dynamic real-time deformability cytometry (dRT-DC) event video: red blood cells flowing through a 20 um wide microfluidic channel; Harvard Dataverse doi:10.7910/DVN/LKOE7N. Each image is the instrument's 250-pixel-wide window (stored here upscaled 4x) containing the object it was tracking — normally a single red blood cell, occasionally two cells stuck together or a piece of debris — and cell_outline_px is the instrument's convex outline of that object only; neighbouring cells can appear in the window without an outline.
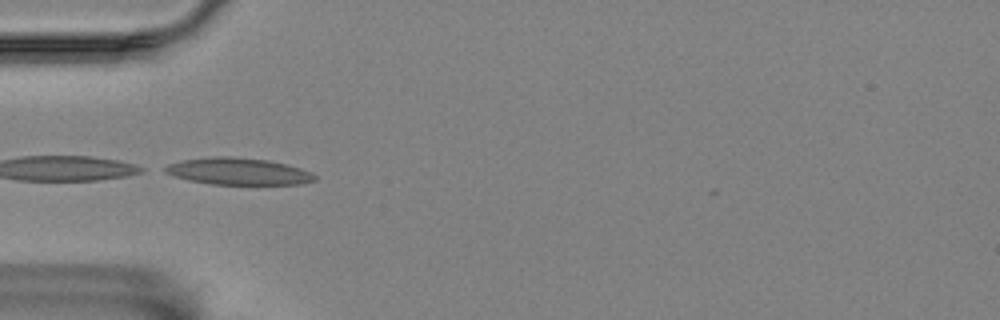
{"species": "Egyptian fruit bat (a non-hibernating species)", "species_latin": "Rousettus aegyptiacus", "temperature_condition": "room temperature", "stored_images_in_passage": 12, "camera_frame_rate_fps": 3000, "um_per_image_px": 0.085, "animal": {"sex": "female"}, "frame": {"image": 1, "passage_image": 2, "time_ms": 2.0, "image_size_px": [1000, 320], "cell_outline_px": [[316, 180], [300, 184], [212, 184], [188, 180], [172, 176], [164, 172], [160, 168], [168, 164], [184, 160], [212, 156], [228, 156], [268, 160], [300, 168], [312, 172], [316, 176]], "centroid_in_image_um": [20.2, 14.56], "position_along_channel_um": 64.8, "area_um2": 23.47}}
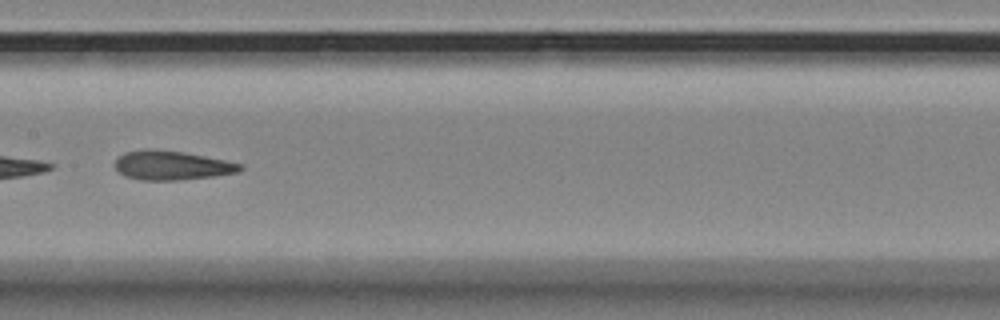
{"frame": {"image": 2, "passage_image": 5, "time_ms": 5.667, "image_size_px": [1000, 320], "cell_outline_px": [[244, 168], [240, 172], [216, 176], [180, 180], [140, 180], [124, 176], [116, 168], [116, 160], [124, 152], [144, 148], [148, 148], [180, 152], [204, 156], [224, 160], [240, 164]], "centroid_in_image_um": [14.6, 14.06], "position_along_channel_um": 192.8, "area_um2": 21.21}}
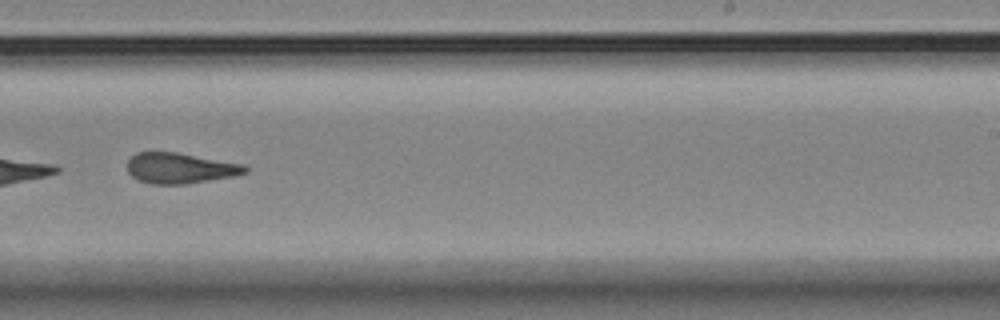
{"frame": {"image": 3, "passage_image": 7, "time_ms": 8.0, "image_size_px": [1000, 320], "cell_outline_px": [[248, 172], [232, 176], [188, 184], [152, 184], [140, 180], [132, 176], [128, 172], [128, 160], [136, 152], [176, 152], [244, 164], [248, 168]], "centroid_in_image_um": [15.31, 14.29], "position_along_channel_um": 273.7, "area_um2": 20.92}, "authors_computed_cell_mechanics": {"area_um2": 21.1259, "velocity_mm_per_s": 3.5009, "shape_relaxation_time_tau1_ms": null, "shape_relaxation_time_tau2_ms": 1.9354, "deformation_change_tau1": null, "deformation_change_tau2": 0.096}}